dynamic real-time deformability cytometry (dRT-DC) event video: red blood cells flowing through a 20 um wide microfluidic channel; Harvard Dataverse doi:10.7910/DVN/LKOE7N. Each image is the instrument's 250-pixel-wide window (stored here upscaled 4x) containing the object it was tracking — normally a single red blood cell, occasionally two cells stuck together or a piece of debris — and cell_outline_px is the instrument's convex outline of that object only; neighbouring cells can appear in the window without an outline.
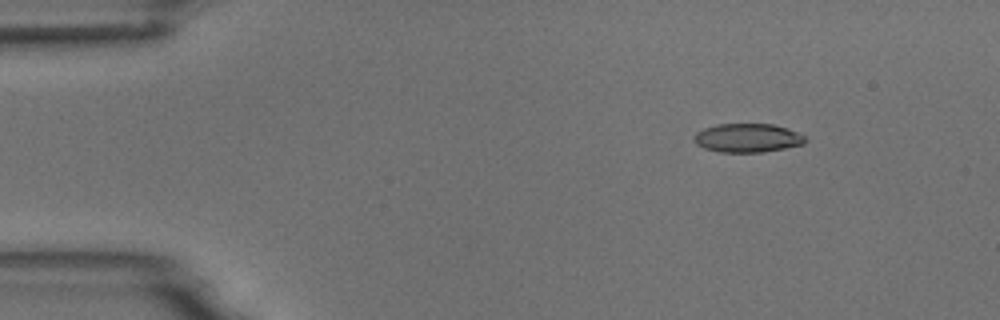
{"species": "common noctule bat (a hibernating species)", "species_latin": "Nyctalus noctula", "temperature_condition": "room temperature", "stored_images_in_passage": 6, "camera_frame_rate_fps": 3000, "um_per_image_px": 0.085, "animal": {"sex": "male", "body_mass_g": 18.8}, "frame": {"image": 1, "passage_image": 2, "time_ms": 1.0, "image_size_px": [1000, 320], "cell_outline_px": [[808, 140], [804, 144], [764, 152], [720, 152], [704, 148], [696, 144], [696, 132], [704, 128], [716, 124], [772, 124], [788, 128], [808, 136]], "centroid_in_image_um": [63.61, 11.72], "position_along_channel_um": 21.4, "area_um2": 18.73}}
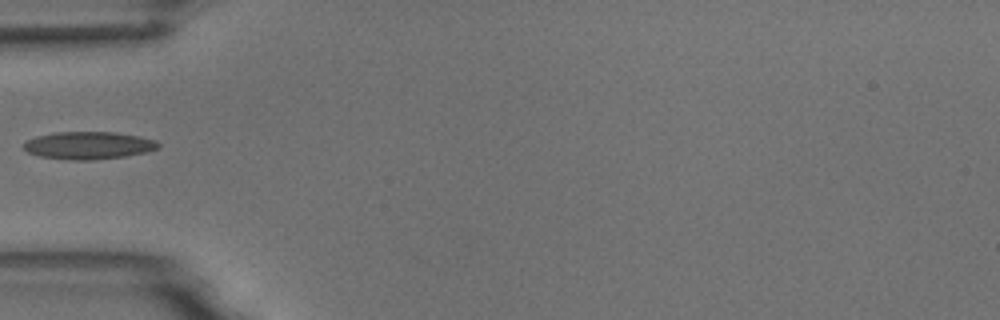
{"frame": {"image": 2, "passage_image": 5, "time_ms": 4.667, "image_size_px": [1000, 320], "cell_outline_px": [[160, 148], [148, 152], [124, 156], [92, 160], [72, 160], [40, 156], [28, 152], [24, 148], [24, 144], [28, 140], [36, 136], [56, 132], [112, 132], [140, 136], [156, 140], [160, 144]], "centroid_in_image_um": [7.57, 12.36], "position_along_channel_um": 77.4, "area_um2": 21.56}}